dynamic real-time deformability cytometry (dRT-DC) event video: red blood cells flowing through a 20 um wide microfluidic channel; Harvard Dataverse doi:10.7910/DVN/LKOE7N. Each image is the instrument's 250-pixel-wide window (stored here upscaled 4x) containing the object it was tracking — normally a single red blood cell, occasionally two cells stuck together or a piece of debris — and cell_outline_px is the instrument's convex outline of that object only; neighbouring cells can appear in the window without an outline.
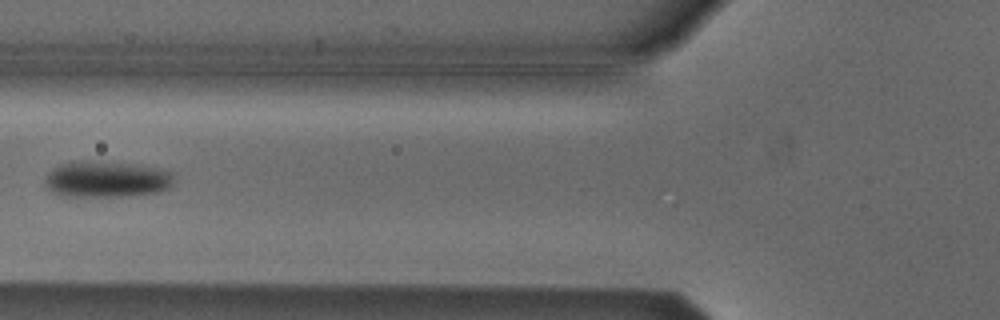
{"species": "Egyptian fruit bat (a non-hibernating species)", "species_latin": "Rousettus aegyptiacus", "temperature_condition": "cold", "stored_images_in_passage": 5, "camera_frame_rate_fps": 3000, "um_per_image_px": 0.085, "animal": {"sex": "male"}, "frame": {"image": 1, "passage_image": 4, "time_ms": 1.0, "image_size_px": [1000, 320], "cell_outline_px": [[172, 184], [168, 188], [156, 192], [132, 196], [60, 196], [52, 192], [44, 184], [44, 180], [60, 164], [84, 160], [136, 164], [156, 168], [172, 172]], "centroid_in_image_um": [9.06, 15.24], "position_along_channel_um": 116.7, "area_um2": 27.05}}
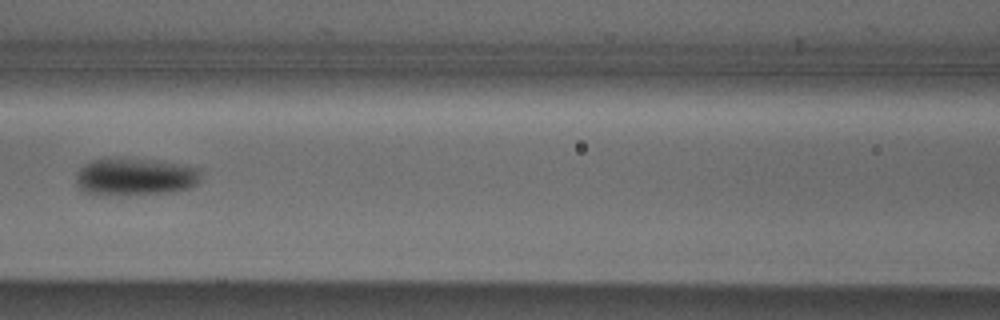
{"frame": {"image": 2, "passage_image": 5, "time_ms": 1.333, "image_size_px": [1000, 320], "cell_outline_px": [[200, 180], [196, 184], [188, 188], [172, 192], [96, 196], [92, 196], [84, 192], [76, 184], [76, 176], [80, 168], [84, 164], [92, 160], [112, 156], [120, 156], [160, 160], [200, 168]], "centroid_in_image_um": [11.43, 15.0], "position_along_channel_um": 155.2, "area_um2": 28.21}}